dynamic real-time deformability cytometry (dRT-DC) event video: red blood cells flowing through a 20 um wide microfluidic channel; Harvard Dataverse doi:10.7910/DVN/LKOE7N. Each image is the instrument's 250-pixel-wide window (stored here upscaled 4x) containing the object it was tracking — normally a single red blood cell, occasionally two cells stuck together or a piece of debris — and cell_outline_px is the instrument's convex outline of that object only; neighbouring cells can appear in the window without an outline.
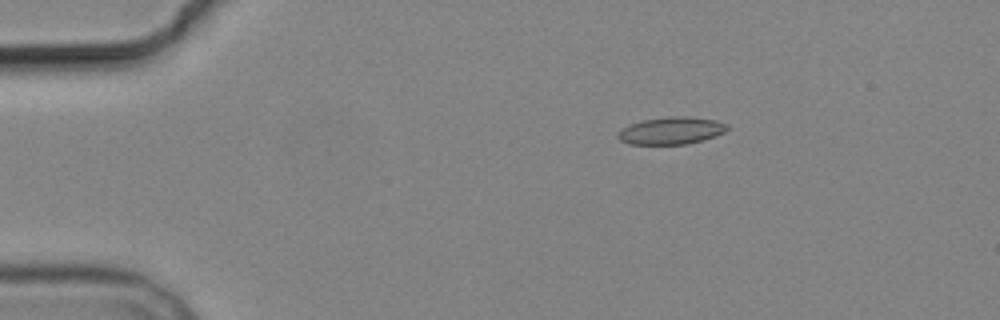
{"species": "common noctule bat (a hibernating species)", "species_latin": "Nyctalus noctula", "temperature_condition": "cold", "stored_images_in_passage": 5, "camera_frame_rate_fps": 3000, "um_per_image_px": 0.085, "animal": {"sex": "male", "body_mass_g": 19.2, "forearm_length_mm": 51.8}, "frame": {"image": 1, "passage_image": 3, "time_ms": 2.333, "image_size_px": [1000, 320], "cell_outline_px": [[728, 128], [724, 132], [716, 136], [704, 140], [684, 144], [628, 144], [620, 140], [616, 136], [620, 128], [644, 120], [668, 116], [688, 116], [716, 120], [728, 124]], "centroid_in_image_um": [57.06, 11.1], "position_along_channel_um": 27.9, "area_um2": 17.46}}